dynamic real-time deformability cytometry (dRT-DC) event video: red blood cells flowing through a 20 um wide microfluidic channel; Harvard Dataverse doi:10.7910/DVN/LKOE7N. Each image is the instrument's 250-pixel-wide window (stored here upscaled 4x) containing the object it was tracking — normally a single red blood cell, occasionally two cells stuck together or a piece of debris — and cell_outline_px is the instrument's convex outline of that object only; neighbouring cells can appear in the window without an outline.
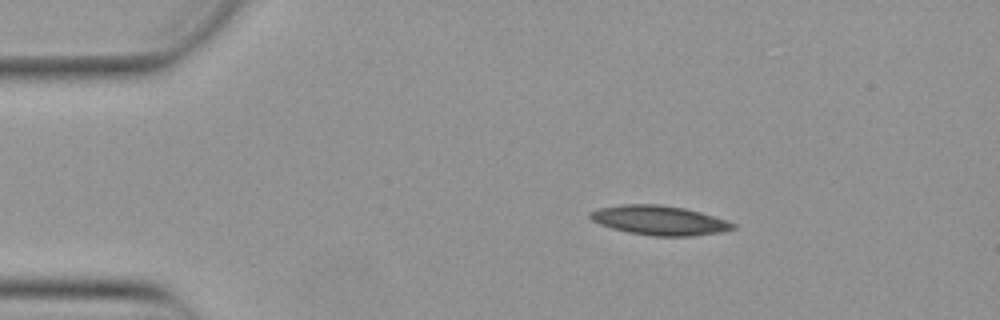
{"species": "Egyptian fruit bat (a non-hibernating species)", "species_latin": "Rousettus aegyptiacus", "temperature_condition": "warm", "stored_images_in_passage": 3, "camera_frame_rate_fps": 3000, "um_per_image_px": 0.085, "animal": {"sex": "female"}, "frame": {"image": 1, "passage_image": 1, "time_ms": 0.0, "image_size_px": [1000, 320], "cell_outline_px": [[736, 228], [724, 232], [692, 236], [652, 236], [628, 232], [612, 228], [600, 224], [592, 220], [588, 216], [588, 212], [600, 208], [620, 204], [660, 204], [684, 208], [700, 212], [728, 220], [736, 224]], "centroid_in_image_um": [56.07, 18.73], "position_along_channel_um": 28.9, "area_um2": 24.68}}